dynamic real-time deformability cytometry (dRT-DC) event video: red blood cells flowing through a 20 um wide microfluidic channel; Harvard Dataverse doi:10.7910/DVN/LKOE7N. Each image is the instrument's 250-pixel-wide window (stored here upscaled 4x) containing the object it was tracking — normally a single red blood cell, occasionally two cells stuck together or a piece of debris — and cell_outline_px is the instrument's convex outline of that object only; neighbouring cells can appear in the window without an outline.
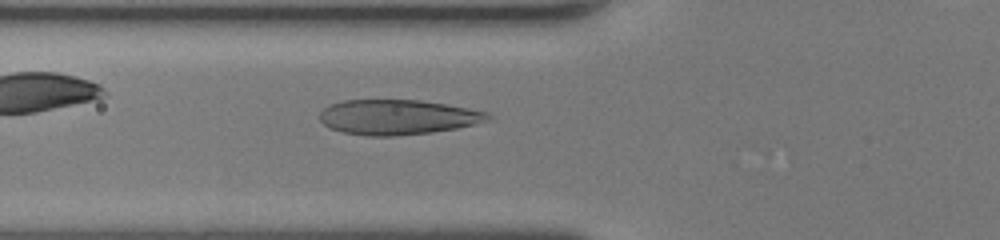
{"species": "human", "species_latin": "Homo sapiens", "temperature_condition": "room temperature", "stored_images_in_passage": 43, "camera_frame_rate_fps": 3000, "um_per_image_px": 0.085, "donor": {"sex": "female"}, "frame": {"image": 1, "passage_image": 13, "time_ms": 4.0, "image_size_px": [1000, 240], "cell_outline_px": [[492, 120], [476, 124], [456, 128], [432, 132], [392, 136], [368, 136], [340, 132], [328, 128], [320, 120], [320, 112], [328, 104], [344, 100], [420, 100], [444, 104], [488, 112], [492, 116]], "centroid_in_image_um": [33.78, 9.96], "position_along_channel_um": 92.0, "area_um2": 34.45}}